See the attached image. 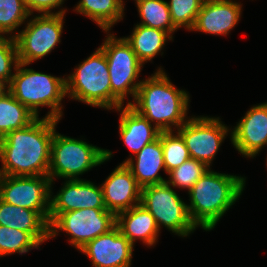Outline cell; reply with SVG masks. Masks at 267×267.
I'll return each mask as SVG.
<instances>
[{
  "label": "cell",
  "mask_w": 267,
  "mask_h": 267,
  "mask_svg": "<svg viewBox=\"0 0 267 267\" xmlns=\"http://www.w3.org/2000/svg\"><path fill=\"white\" fill-rule=\"evenodd\" d=\"M39 245L28 232L0 225V256L26 253Z\"/></svg>",
  "instance_id": "27"
},
{
  "label": "cell",
  "mask_w": 267,
  "mask_h": 267,
  "mask_svg": "<svg viewBox=\"0 0 267 267\" xmlns=\"http://www.w3.org/2000/svg\"><path fill=\"white\" fill-rule=\"evenodd\" d=\"M135 3L143 20L140 25L163 30L169 35L177 29L171 21L168 2L164 0H136Z\"/></svg>",
  "instance_id": "25"
},
{
  "label": "cell",
  "mask_w": 267,
  "mask_h": 267,
  "mask_svg": "<svg viewBox=\"0 0 267 267\" xmlns=\"http://www.w3.org/2000/svg\"><path fill=\"white\" fill-rule=\"evenodd\" d=\"M245 178L207 171L188 191L187 205L193 223L212 230L224 213L236 202L244 189Z\"/></svg>",
  "instance_id": "3"
},
{
  "label": "cell",
  "mask_w": 267,
  "mask_h": 267,
  "mask_svg": "<svg viewBox=\"0 0 267 267\" xmlns=\"http://www.w3.org/2000/svg\"><path fill=\"white\" fill-rule=\"evenodd\" d=\"M120 116V137L135 155L147 144L156 140L160 132L151 122L126 104Z\"/></svg>",
  "instance_id": "21"
},
{
  "label": "cell",
  "mask_w": 267,
  "mask_h": 267,
  "mask_svg": "<svg viewBox=\"0 0 267 267\" xmlns=\"http://www.w3.org/2000/svg\"><path fill=\"white\" fill-rule=\"evenodd\" d=\"M161 68L146 80H142L135 104L127 103L140 115L155 123L161 132L173 131L171 125L178 129L187 120L189 96L184 90L176 89Z\"/></svg>",
  "instance_id": "2"
},
{
  "label": "cell",
  "mask_w": 267,
  "mask_h": 267,
  "mask_svg": "<svg viewBox=\"0 0 267 267\" xmlns=\"http://www.w3.org/2000/svg\"><path fill=\"white\" fill-rule=\"evenodd\" d=\"M58 121L36 118L27 127L0 138V172L9 176H48Z\"/></svg>",
  "instance_id": "1"
},
{
  "label": "cell",
  "mask_w": 267,
  "mask_h": 267,
  "mask_svg": "<svg viewBox=\"0 0 267 267\" xmlns=\"http://www.w3.org/2000/svg\"><path fill=\"white\" fill-rule=\"evenodd\" d=\"M37 117L10 92L0 98V138L27 127Z\"/></svg>",
  "instance_id": "24"
},
{
  "label": "cell",
  "mask_w": 267,
  "mask_h": 267,
  "mask_svg": "<svg viewBox=\"0 0 267 267\" xmlns=\"http://www.w3.org/2000/svg\"><path fill=\"white\" fill-rule=\"evenodd\" d=\"M0 225L28 232L39 244L50 238L49 213H37L1 199Z\"/></svg>",
  "instance_id": "18"
},
{
  "label": "cell",
  "mask_w": 267,
  "mask_h": 267,
  "mask_svg": "<svg viewBox=\"0 0 267 267\" xmlns=\"http://www.w3.org/2000/svg\"><path fill=\"white\" fill-rule=\"evenodd\" d=\"M204 0H170L168 2L171 21L178 29L182 26L191 30Z\"/></svg>",
  "instance_id": "29"
},
{
  "label": "cell",
  "mask_w": 267,
  "mask_h": 267,
  "mask_svg": "<svg viewBox=\"0 0 267 267\" xmlns=\"http://www.w3.org/2000/svg\"><path fill=\"white\" fill-rule=\"evenodd\" d=\"M161 143L167 173L190 158L184 139L178 132L176 135L172 131L161 132Z\"/></svg>",
  "instance_id": "26"
},
{
  "label": "cell",
  "mask_w": 267,
  "mask_h": 267,
  "mask_svg": "<svg viewBox=\"0 0 267 267\" xmlns=\"http://www.w3.org/2000/svg\"><path fill=\"white\" fill-rule=\"evenodd\" d=\"M17 46L14 37L5 38L0 35V79L11 83L14 74L11 68L18 65Z\"/></svg>",
  "instance_id": "31"
},
{
  "label": "cell",
  "mask_w": 267,
  "mask_h": 267,
  "mask_svg": "<svg viewBox=\"0 0 267 267\" xmlns=\"http://www.w3.org/2000/svg\"><path fill=\"white\" fill-rule=\"evenodd\" d=\"M29 14L33 11L40 12L42 15L47 14H65V10L56 13L51 12L53 8L60 6L64 0H22Z\"/></svg>",
  "instance_id": "32"
},
{
  "label": "cell",
  "mask_w": 267,
  "mask_h": 267,
  "mask_svg": "<svg viewBox=\"0 0 267 267\" xmlns=\"http://www.w3.org/2000/svg\"><path fill=\"white\" fill-rule=\"evenodd\" d=\"M51 184L49 176L3 175L0 199L37 213H49Z\"/></svg>",
  "instance_id": "11"
},
{
  "label": "cell",
  "mask_w": 267,
  "mask_h": 267,
  "mask_svg": "<svg viewBox=\"0 0 267 267\" xmlns=\"http://www.w3.org/2000/svg\"><path fill=\"white\" fill-rule=\"evenodd\" d=\"M25 66L19 62L14 68L16 73L9 84V92L37 118L38 107L47 106L51 111L45 117L59 120L62 116L61 101L67 95L66 79L25 69Z\"/></svg>",
  "instance_id": "4"
},
{
  "label": "cell",
  "mask_w": 267,
  "mask_h": 267,
  "mask_svg": "<svg viewBox=\"0 0 267 267\" xmlns=\"http://www.w3.org/2000/svg\"><path fill=\"white\" fill-rule=\"evenodd\" d=\"M234 147L244 156L254 157L267 145V105L253 106L231 133Z\"/></svg>",
  "instance_id": "14"
},
{
  "label": "cell",
  "mask_w": 267,
  "mask_h": 267,
  "mask_svg": "<svg viewBox=\"0 0 267 267\" xmlns=\"http://www.w3.org/2000/svg\"><path fill=\"white\" fill-rule=\"evenodd\" d=\"M29 16L22 0H0V34H10Z\"/></svg>",
  "instance_id": "30"
},
{
  "label": "cell",
  "mask_w": 267,
  "mask_h": 267,
  "mask_svg": "<svg viewBox=\"0 0 267 267\" xmlns=\"http://www.w3.org/2000/svg\"><path fill=\"white\" fill-rule=\"evenodd\" d=\"M133 246L115 226L89 241L80 251L92 260L93 267H130Z\"/></svg>",
  "instance_id": "13"
},
{
  "label": "cell",
  "mask_w": 267,
  "mask_h": 267,
  "mask_svg": "<svg viewBox=\"0 0 267 267\" xmlns=\"http://www.w3.org/2000/svg\"><path fill=\"white\" fill-rule=\"evenodd\" d=\"M112 152L90 145L82 140L54 133L51 143V161L48 176L79 180L77 176L109 160Z\"/></svg>",
  "instance_id": "6"
},
{
  "label": "cell",
  "mask_w": 267,
  "mask_h": 267,
  "mask_svg": "<svg viewBox=\"0 0 267 267\" xmlns=\"http://www.w3.org/2000/svg\"><path fill=\"white\" fill-rule=\"evenodd\" d=\"M63 19L64 14H41L30 20L25 30L13 35L18 61L28 65L50 53L60 43Z\"/></svg>",
  "instance_id": "10"
},
{
  "label": "cell",
  "mask_w": 267,
  "mask_h": 267,
  "mask_svg": "<svg viewBox=\"0 0 267 267\" xmlns=\"http://www.w3.org/2000/svg\"><path fill=\"white\" fill-rule=\"evenodd\" d=\"M135 156V164L133 158H128L122 164L131 171L141 188L167 182L158 173L161 168L165 170L161 132L156 140L143 147Z\"/></svg>",
  "instance_id": "19"
},
{
  "label": "cell",
  "mask_w": 267,
  "mask_h": 267,
  "mask_svg": "<svg viewBox=\"0 0 267 267\" xmlns=\"http://www.w3.org/2000/svg\"><path fill=\"white\" fill-rule=\"evenodd\" d=\"M131 34L124 38L142 64L153 59L162 50L167 39L172 40L167 32L140 24L136 25Z\"/></svg>",
  "instance_id": "22"
},
{
  "label": "cell",
  "mask_w": 267,
  "mask_h": 267,
  "mask_svg": "<svg viewBox=\"0 0 267 267\" xmlns=\"http://www.w3.org/2000/svg\"><path fill=\"white\" fill-rule=\"evenodd\" d=\"M241 5L231 0H204L191 30L227 35L238 23Z\"/></svg>",
  "instance_id": "17"
},
{
  "label": "cell",
  "mask_w": 267,
  "mask_h": 267,
  "mask_svg": "<svg viewBox=\"0 0 267 267\" xmlns=\"http://www.w3.org/2000/svg\"><path fill=\"white\" fill-rule=\"evenodd\" d=\"M101 187L105 207L115 215L141 202L142 188L125 164L117 166Z\"/></svg>",
  "instance_id": "15"
},
{
  "label": "cell",
  "mask_w": 267,
  "mask_h": 267,
  "mask_svg": "<svg viewBox=\"0 0 267 267\" xmlns=\"http://www.w3.org/2000/svg\"><path fill=\"white\" fill-rule=\"evenodd\" d=\"M116 226V215L107 209H79L65 213H49L50 238L58 230L71 235L69 240L77 249L89 241L108 233Z\"/></svg>",
  "instance_id": "8"
},
{
  "label": "cell",
  "mask_w": 267,
  "mask_h": 267,
  "mask_svg": "<svg viewBox=\"0 0 267 267\" xmlns=\"http://www.w3.org/2000/svg\"><path fill=\"white\" fill-rule=\"evenodd\" d=\"M100 48L108 62L112 108L120 111L127 94H132L135 100L142 81H134L139 77L143 64L125 38L117 39L110 34Z\"/></svg>",
  "instance_id": "7"
},
{
  "label": "cell",
  "mask_w": 267,
  "mask_h": 267,
  "mask_svg": "<svg viewBox=\"0 0 267 267\" xmlns=\"http://www.w3.org/2000/svg\"><path fill=\"white\" fill-rule=\"evenodd\" d=\"M65 79L66 94H69L70 98L91 106L112 109L108 62L101 48H97Z\"/></svg>",
  "instance_id": "5"
},
{
  "label": "cell",
  "mask_w": 267,
  "mask_h": 267,
  "mask_svg": "<svg viewBox=\"0 0 267 267\" xmlns=\"http://www.w3.org/2000/svg\"><path fill=\"white\" fill-rule=\"evenodd\" d=\"M208 170L209 167L203 162L189 158L168 173L170 180L167 183L173 187L187 188L189 191Z\"/></svg>",
  "instance_id": "28"
},
{
  "label": "cell",
  "mask_w": 267,
  "mask_h": 267,
  "mask_svg": "<svg viewBox=\"0 0 267 267\" xmlns=\"http://www.w3.org/2000/svg\"><path fill=\"white\" fill-rule=\"evenodd\" d=\"M5 87H7V88H5ZM5 89H7V90H5ZM8 92H9V83L0 79V98L4 97Z\"/></svg>",
  "instance_id": "33"
},
{
  "label": "cell",
  "mask_w": 267,
  "mask_h": 267,
  "mask_svg": "<svg viewBox=\"0 0 267 267\" xmlns=\"http://www.w3.org/2000/svg\"><path fill=\"white\" fill-rule=\"evenodd\" d=\"M160 225L179 236H187L196 229L185 204L167 182L143 187L141 202Z\"/></svg>",
  "instance_id": "9"
},
{
  "label": "cell",
  "mask_w": 267,
  "mask_h": 267,
  "mask_svg": "<svg viewBox=\"0 0 267 267\" xmlns=\"http://www.w3.org/2000/svg\"><path fill=\"white\" fill-rule=\"evenodd\" d=\"M3 174L0 172V192H1V182H2Z\"/></svg>",
  "instance_id": "34"
},
{
  "label": "cell",
  "mask_w": 267,
  "mask_h": 267,
  "mask_svg": "<svg viewBox=\"0 0 267 267\" xmlns=\"http://www.w3.org/2000/svg\"><path fill=\"white\" fill-rule=\"evenodd\" d=\"M190 158L203 162L210 168L228 128L219 118L192 117L178 128Z\"/></svg>",
  "instance_id": "12"
},
{
  "label": "cell",
  "mask_w": 267,
  "mask_h": 267,
  "mask_svg": "<svg viewBox=\"0 0 267 267\" xmlns=\"http://www.w3.org/2000/svg\"><path fill=\"white\" fill-rule=\"evenodd\" d=\"M116 226L132 244L138 238L149 246L156 243L160 231L152 214L141 204L118 213Z\"/></svg>",
  "instance_id": "20"
},
{
  "label": "cell",
  "mask_w": 267,
  "mask_h": 267,
  "mask_svg": "<svg viewBox=\"0 0 267 267\" xmlns=\"http://www.w3.org/2000/svg\"><path fill=\"white\" fill-rule=\"evenodd\" d=\"M75 11L94 20L104 31L123 18V0H81Z\"/></svg>",
  "instance_id": "23"
},
{
  "label": "cell",
  "mask_w": 267,
  "mask_h": 267,
  "mask_svg": "<svg viewBox=\"0 0 267 267\" xmlns=\"http://www.w3.org/2000/svg\"><path fill=\"white\" fill-rule=\"evenodd\" d=\"M86 208L106 209L102 187L83 179L67 180L59 193L50 198L49 213H65Z\"/></svg>",
  "instance_id": "16"
}]
</instances>
